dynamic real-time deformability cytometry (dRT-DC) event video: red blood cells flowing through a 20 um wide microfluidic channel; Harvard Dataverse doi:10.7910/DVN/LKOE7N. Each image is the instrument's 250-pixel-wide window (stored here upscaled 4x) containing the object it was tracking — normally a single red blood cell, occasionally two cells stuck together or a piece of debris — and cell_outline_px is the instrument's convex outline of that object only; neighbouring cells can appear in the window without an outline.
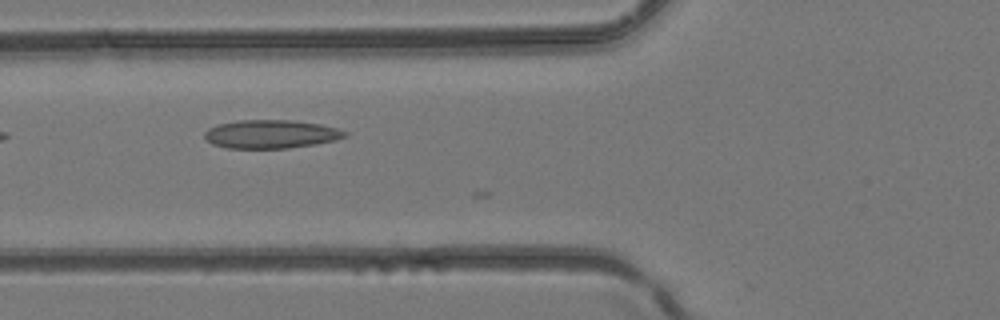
{"species": "common noctule bat (a hibernating species)", "species_latin": "Nyctalus noctula", "temperature_condition": "room temperature", "stored_images_in_passage": 14, "camera_frame_rate_fps": 3000, "um_per_image_px": 0.085, "animal": {"sex": "female", "body_mass_g": 24.6, "forearm_length_mm": 56.2}, "frame": {"image": 1, "passage_image": 4, "time_ms": 1.0, "image_size_px": [1000, 320], "cell_outline_px": [[348, 136], [336, 140], [288, 148], [228, 148], [212, 144], [204, 136], [204, 132], [208, 128], [216, 124], [240, 120], [292, 120], [320, 124], [336, 128], [348, 132]], "centroid_in_image_um": [23.02, 11.39], "position_along_channel_um": 102.8, "area_um2": 23.24}}